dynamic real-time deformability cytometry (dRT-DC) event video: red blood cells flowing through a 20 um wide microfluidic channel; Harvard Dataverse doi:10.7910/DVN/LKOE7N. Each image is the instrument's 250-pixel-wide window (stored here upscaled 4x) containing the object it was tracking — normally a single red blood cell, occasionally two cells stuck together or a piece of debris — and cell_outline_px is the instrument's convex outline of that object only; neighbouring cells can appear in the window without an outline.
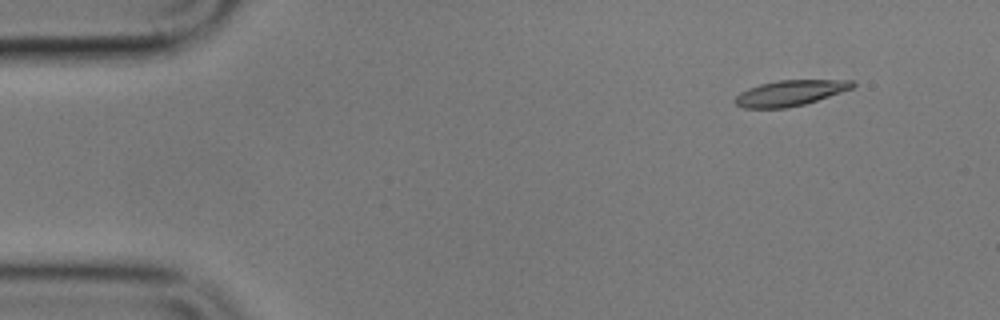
{"species": "common noctule bat (a hibernating species)", "species_latin": "Nyctalus noctula", "temperature_condition": "cold", "stored_images_in_passage": 7, "camera_frame_rate_fps": 3000, "um_per_image_px": 0.085, "animal": {"sex": "male", "body_mass_g": 17.9}, "frame": {"image": 1, "passage_image": 1, "time_ms": 0.0, "image_size_px": [1000, 320], "cell_outline_px": [[856, 84], [852, 88], [804, 104], [788, 108], [744, 108], [736, 104], [736, 96], [740, 92], [748, 88], [760, 84], [780, 80], [852, 80]], "centroid_in_image_um": [67.14, 7.9], "position_along_channel_um": 17.9, "area_um2": 17.28}}
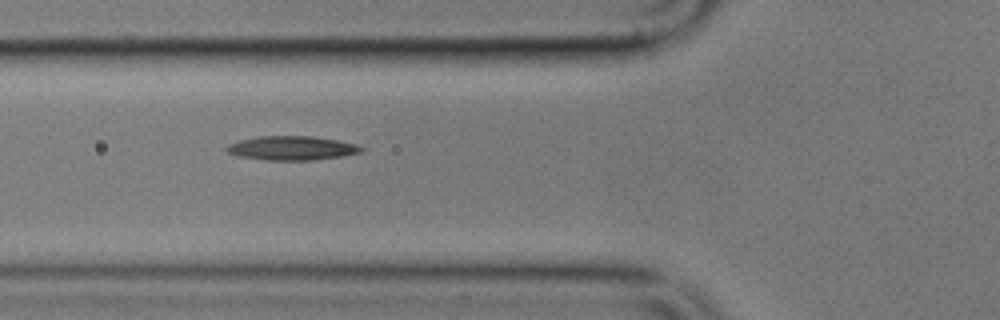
{"frame": {"image": 2, "passage_image": 5, "time_ms": 5.333, "image_size_px": [1000, 320], "cell_outline_px": [[364, 152], [316, 160], [268, 160], [236, 156], [228, 152], [224, 148], [228, 144], [240, 140], [256, 136], [312, 136], [336, 140], [356, 144], [364, 148]], "centroid_in_image_um": [24.79, 12.59], "position_along_channel_um": 101.0, "area_um2": 18.96}}
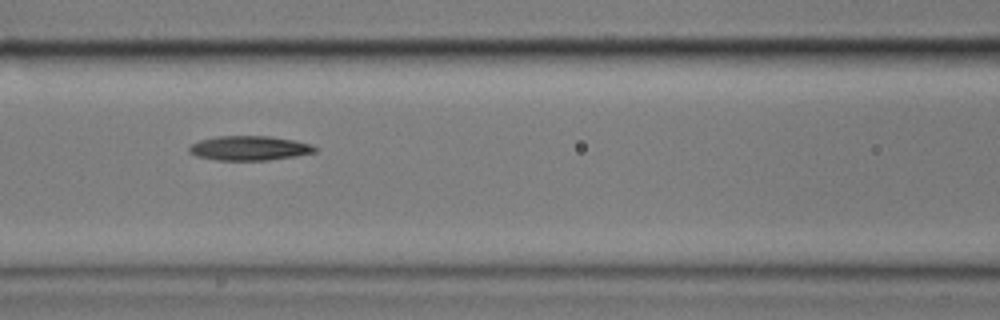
{"frame": {"image": 3, "passage_image": 6, "time_ms": 6.667, "image_size_px": [1000, 320], "cell_outline_px": [[320, 148], [316, 152], [296, 156], [268, 160], [216, 160], [196, 156], [188, 152], [188, 148], [192, 144], [200, 140], [216, 136], [268, 136], [296, 140], [312, 144]], "centroid_in_image_um": [21.24, 12.59], "position_along_channel_um": 145.4, "area_um2": 18.15}}